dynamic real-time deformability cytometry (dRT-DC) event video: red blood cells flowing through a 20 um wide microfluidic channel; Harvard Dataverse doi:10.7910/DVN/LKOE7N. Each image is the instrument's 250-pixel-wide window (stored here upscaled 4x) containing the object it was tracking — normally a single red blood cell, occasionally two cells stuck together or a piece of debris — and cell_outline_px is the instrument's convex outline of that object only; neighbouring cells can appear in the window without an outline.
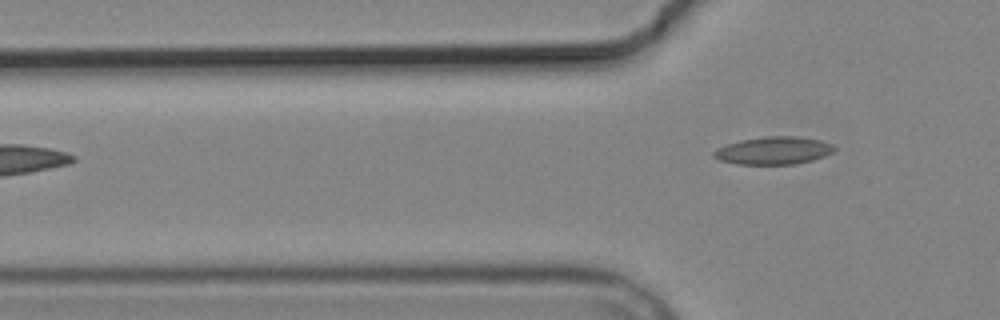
{"species": "common noctule bat (a hibernating species)", "species_latin": "Nyctalus noctula", "temperature_condition": "cold", "stored_images_in_passage": 2, "camera_frame_rate_fps": 3000, "um_per_image_px": 0.085, "animal": {"sex": "male", "body_mass_g": 19.2, "forearm_length_mm": 51.8}, "frame": {"image": 1, "passage_image": 2, "time_ms": 1.333, "image_size_px": [1000, 320], "cell_outline_px": [[836, 148], [832, 152], [824, 156], [812, 160], [796, 164], [736, 164], [720, 160], [712, 156], [712, 152], [716, 148], [740, 140], [764, 136], [800, 136], [820, 140], [832, 144]], "centroid_in_image_um": [65.74, 12.79], "position_along_channel_um": 60.1, "area_um2": 19.54}}